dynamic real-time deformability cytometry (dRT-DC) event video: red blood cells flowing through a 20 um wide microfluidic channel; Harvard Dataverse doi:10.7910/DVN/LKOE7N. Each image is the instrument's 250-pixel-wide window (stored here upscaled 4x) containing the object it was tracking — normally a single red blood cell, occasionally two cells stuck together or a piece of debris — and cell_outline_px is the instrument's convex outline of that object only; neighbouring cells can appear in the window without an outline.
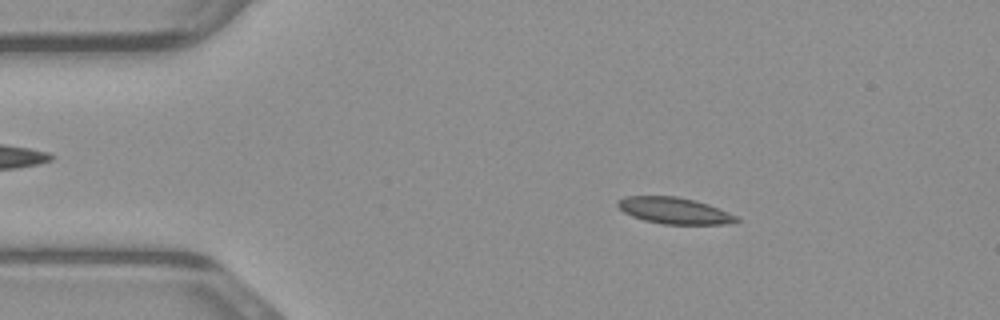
{"species": "common noctule bat (a hibernating species)", "species_latin": "Nyctalus noctula", "temperature_condition": "warm", "stored_images_in_passage": 41, "camera_frame_rate_fps": 3000, "um_per_image_px": 0.085, "animal": {"sex": "male", "body_mass_g": 23.1, "forearm_length_mm": 52.7}, "frame": {"image": 1, "passage_image": 1, "time_ms": 0.0, "image_size_px": [1000, 320], "cell_outline_px": [[740, 220], [724, 224], [664, 224], [644, 220], [632, 216], [624, 212], [616, 204], [616, 200], [624, 196], [676, 196], [708, 204], [728, 212], [736, 216]], "centroid_in_image_um": [57.26, 17.9], "position_along_channel_um": 27.7, "area_um2": 18.09}}
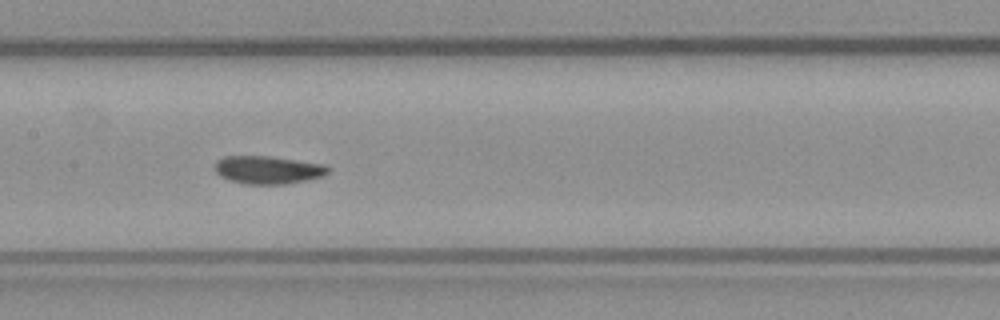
{"frame": {"image": 2, "passage_image": 16, "time_ms": 5.0, "image_size_px": [1000, 320], "cell_outline_px": [[328, 172], [324, 176], [308, 180], [284, 184], [244, 184], [228, 180], [220, 176], [216, 172], [216, 160], [224, 156], [268, 156], [328, 164]], "centroid_in_image_um": [22.79, 14.44], "position_along_channel_um": 184.6, "area_um2": 18.61}}
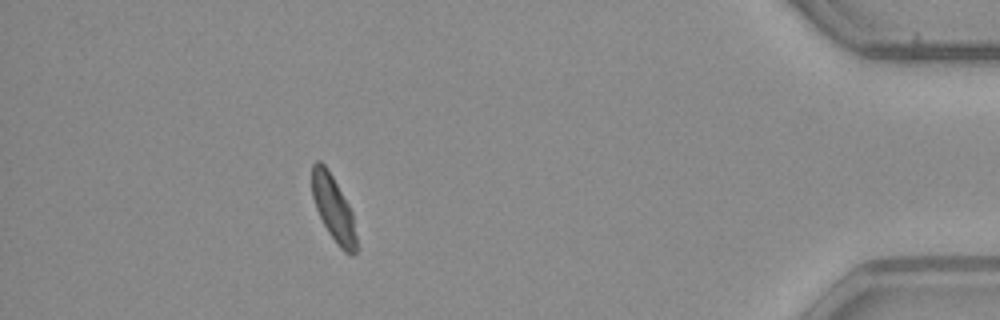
{"frame": {"image": 3, "passage_image": 36, "time_ms": 11.667, "image_size_px": [1000, 320], "cell_outline_px": [[356, 252], [352, 256], [344, 252], [336, 244], [328, 232], [316, 208], [312, 196], [312, 164], [316, 160], [320, 160], [324, 164], [332, 176], [348, 204], [352, 212], [356, 236]], "centroid_in_image_um": [28.33, 17.73], "position_along_channel_um": 406.9, "area_um2": 16.76}}